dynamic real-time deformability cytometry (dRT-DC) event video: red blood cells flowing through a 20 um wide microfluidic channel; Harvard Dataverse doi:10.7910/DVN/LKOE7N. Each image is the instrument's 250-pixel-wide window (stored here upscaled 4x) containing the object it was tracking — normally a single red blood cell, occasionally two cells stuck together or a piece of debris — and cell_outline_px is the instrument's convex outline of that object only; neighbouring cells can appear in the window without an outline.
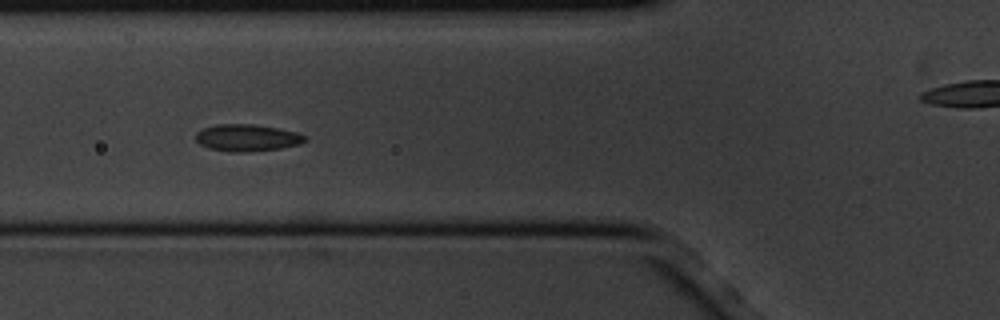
{"species": "common noctule bat (a hibernating species)", "species_latin": "Nyctalus noctula", "temperature_condition": "cold", "stored_images_in_passage": 9, "camera_frame_rate_fps": 3000, "um_per_image_px": 0.085, "animal": {"sex": "male", "body_mass_g": 20.1, "forearm_length_mm": 53.5}, "frame": {"image": 1, "passage_image": 6, "time_ms": 1.667, "image_size_px": [1000, 320], "cell_outline_px": [[308, 136], [300, 144], [280, 148], [244, 152], [232, 152], [208, 148], [200, 144], [196, 140], [196, 132], [204, 128], [216, 124], [252, 124], [276, 128], [296, 132]], "centroid_in_image_um": [20.98, 11.71], "position_along_channel_um": 104.8, "area_um2": 16.99}}
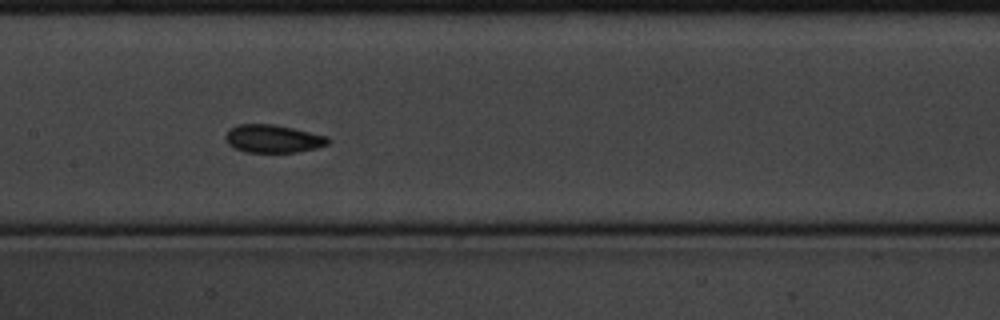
{"frame": {"image": 2, "passage_image": 8, "time_ms": 2.333, "image_size_px": [1000, 320], "cell_outline_px": [[328, 144], [316, 148], [296, 152], [244, 152], [228, 144], [224, 136], [228, 128], [236, 124], [276, 124], [328, 136]], "centroid_in_image_um": [23.17, 11.78], "position_along_channel_um": 184.2, "area_um2": 16.82}}
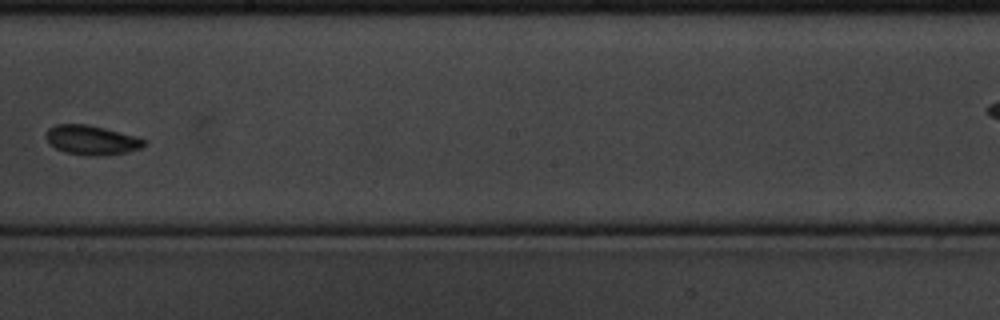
{"frame": {"image": 3, "passage_image": 9, "time_ms": 2.667, "image_size_px": [1000, 320], "cell_outline_px": [[148, 140], [144, 148], [128, 152], [108, 156], [88, 156], [64, 152], [56, 148], [44, 136], [48, 128], [56, 124], [88, 124], [136, 136]], "centroid_in_image_um": [7.84, 11.92], "position_along_channel_um": 240.4, "area_um2": 17.17}}